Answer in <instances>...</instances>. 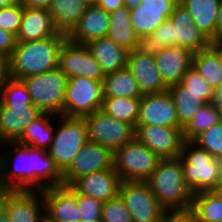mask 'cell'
<instances>
[{
	"instance_id": "30bf717a",
	"label": "cell",
	"mask_w": 222,
	"mask_h": 222,
	"mask_svg": "<svg viewBox=\"0 0 222 222\" xmlns=\"http://www.w3.org/2000/svg\"><path fill=\"white\" fill-rule=\"evenodd\" d=\"M118 195L129 210L132 222H160L166 210L147 182L121 181Z\"/></svg>"
},
{
	"instance_id": "db71d44e",
	"label": "cell",
	"mask_w": 222,
	"mask_h": 222,
	"mask_svg": "<svg viewBox=\"0 0 222 222\" xmlns=\"http://www.w3.org/2000/svg\"><path fill=\"white\" fill-rule=\"evenodd\" d=\"M0 222H10L6 211L0 206Z\"/></svg>"
},
{
	"instance_id": "ee69618b",
	"label": "cell",
	"mask_w": 222,
	"mask_h": 222,
	"mask_svg": "<svg viewBox=\"0 0 222 222\" xmlns=\"http://www.w3.org/2000/svg\"><path fill=\"white\" fill-rule=\"evenodd\" d=\"M16 36L0 28V54L10 58L16 45Z\"/></svg>"
},
{
	"instance_id": "b9f144b4",
	"label": "cell",
	"mask_w": 222,
	"mask_h": 222,
	"mask_svg": "<svg viewBox=\"0 0 222 222\" xmlns=\"http://www.w3.org/2000/svg\"><path fill=\"white\" fill-rule=\"evenodd\" d=\"M78 207L81 222H101L103 202L78 194Z\"/></svg>"
},
{
	"instance_id": "9f6ffc18",
	"label": "cell",
	"mask_w": 222,
	"mask_h": 222,
	"mask_svg": "<svg viewBox=\"0 0 222 222\" xmlns=\"http://www.w3.org/2000/svg\"><path fill=\"white\" fill-rule=\"evenodd\" d=\"M217 186H222V163H221L220 168H219V179H218Z\"/></svg>"
},
{
	"instance_id": "60d3db41",
	"label": "cell",
	"mask_w": 222,
	"mask_h": 222,
	"mask_svg": "<svg viewBox=\"0 0 222 222\" xmlns=\"http://www.w3.org/2000/svg\"><path fill=\"white\" fill-rule=\"evenodd\" d=\"M23 17V4L0 9V28L9 31L15 36L18 35Z\"/></svg>"
},
{
	"instance_id": "6f0895ef",
	"label": "cell",
	"mask_w": 222,
	"mask_h": 222,
	"mask_svg": "<svg viewBox=\"0 0 222 222\" xmlns=\"http://www.w3.org/2000/svg\"><path fill=\"white\" fill-rule=\"evenodd\" d=\"M222 199V186H217V188L214 190Z\"/></svg>"
},
{
	"instance_id": "7bdbcfd3",
	"label": "cell",
	"mask_w": 222,
	"mask_h": 222,
	"mask_svg": "<svg viewBox=\"0 0 222 222\" xmlns=\"http://www.w3.org/2000/svg\"><path fill=\"white\" fill-rule=\"evenodd\" d=\"M160 222H197L195 212L189 209L165 210Z\"/></svg>"
},
{
	"instance_id": "94428289",
	"label": "cell",
	"mask_w": 222,
	"mask_h": 222,
	"mask_svg": "<svg viewBox=\"0 0 222 222\" xmlns=\"http://www.w3.org/2000/svg\"><path fill=\"white\" fill-rule=\"evenodd\" d=\"M219 46H222V40L217 43Z\"/></svg>"
},
{
	"instance_id": "9a60e30c",
	"label": "cell",
	"mask_w": 222,
	"mask_h": 222,
	"mask_svg": "<svg viewBox=\"0 0 222 222\" xmlns=\"http://www.w3.org/2000/svg\"><path fill=\"white\" fill-rule=\"evenodd\" d=\"M113 168V152L97 143L88 141L62 173L63 185L69 186L81 176Z\"/></svg>"
},
{
	"instance_id": "c3c4849f",
	"label": "cell",
	"mask_w": 222,
	"mask_h": 222,
	"mask_svg": "<svg viewBox=\"0 0 222 222\" xmlns=\"http://www.w3.org/2000/svg\"><path fill=\"white\" fill-rule=\"evenodd\" d=\"M53 0H22V4L33 8L49 9Z\"/></svg>"
},
{
	"instance_id": "f5cc1de1",
	"label": "cell",
	"mask_w": 222,
	"mask_h": 222,
	"mask_svg": "<svg viewBox=\"0 0 222 222\" xmlns=\"http://www.w3.org/2000/svg\"><path fill=\"white\" fill-rule=\"evenodd\" d=\"M124 6H126L129 10L134 9L139 4L142 3V0H123Z\"/></svg>"
},
{
	"instance_id": "8fae6325",
	"label": "cell",
	"mask_w": 222,
	"mask_h": 222,
	"mask_svg": "<svg viewBox=\"0 0 222 222\" xmlns=\"http://www.w3.org/2000/svg\"><path fill=\"white\" fill-rule=\"evenodd\" d=\"M58 68L67 78L86 77L102 82L105 77L86 44H76L68 39L60 49Z\"/></svg>"
},
{
	"instance_id": "ffe728a7",
	"label": "cell",
	"mask_w": 222,
	"mask_h": 222,
	"mask_svg": "<svg viewBox=\"0 0 222 222\" xmlns=\"http://www.w3.org/2000/svg\"><path fill=\"white\" fill-rule=\"evenodd\" d=\"M42 112L31 105H2L0 103V144L17 142L24 127L38 118Z\"/></svg>"
},
{
	"instance_id": "f907efd6",
	"label": "cell",
	"mask_w": 222,
	"mask_h": 222,
	"mask_svg": "<svg viewBox=\"0 0 222 222\" xmlns=\"http://www.w3.org/2000/svg\"><path fill=\"white\" fill-rule=\"evenodd\" d=\"M213 102H215L217 105H222V82L219 84V86L214 90V99Z\"/></svg>"
},
{
	"instance_id": "83f0119b",
	"label": "cell",
	"mask_w": 222,
	"mask_h": 222,
	"mask_svg": "<svg viewBox=\"0 0 222 222\" xmlns=\"http://www.w3.org/2000/svg\"><path fill=\"white\" fill-rule=\"evenodd\" d=\"M55 118H57L56 115L42 113L24 127L23 135L17 142L25 146L48 151L54 138L55 124L53 122Z\"/></svg>"
},
{
	"instance_id": "74e56055",
	"label": "cell",
	"mask_w": 222,
	"mask_h": 222,
	"mask_svg": "<svg viewBox=\"0 0 222 222\" xmlns=\"http://www.w3.org/2000/svg\"><path fill=\"white\" fill-rule=\"evenodd\" d=\"M192 142L222 160V121L202 132Z\"/></svg>"
},
{
	"instance_id": "e575fe53",
	"label": "cell",
	"mask_w": 222,
	"mask_h": 222,
	"mask_svg": "<svg viewBox=\"0 0 222 222\" xmlns=\"http://www.w3.org/2000/svg\"><path fill=\"white\" fill-rule=\"evenodd\" d=\"M168 92L173 99L178 121L182 128H184L200 108L206 104L203 100L194 99L188 93L184 92V85L181 82L169 86Z\"/></svg>"
},
{
	"instance_id": "7c38bea8",
	"label": "cell",
	"mask_w": 222,
	"mask_h": 222,
	"mask_svg": "<svg viewBox=\"0 0 222 222\" xmlns=\"http://www.w3.org/2000/svg\"><path fill=\"white\" fill-rule=\"evenodd\" d=\"M135 138L161 159L178 158L184 143L182 127L137 125Z\"/></svg>"
},
{
	"instance_id": "8d00e7d4",
	"label": "cell",
	"mask_w": 222,
	"mask_h": 222,
	"mask_svg": "<svg viewBox=\"0 0 222 222\" xmlns=\"http://www.w3.org/2000/svg\"><path fill=\"white\" fill-rule=\"evenodd\" d=\"M0 103L2 105H31L32 100L25 83L10 77L0 87Z\"/></svg>"
},
{
	"instance_id": "680465c9",
	"label": "cell",
	"mask_w": 222,
	"mask_h": 222,
	"mask_svg": "<svg viewBox=\"0 0 222 222\" xmlns=\"http://www.w3.org/2000/svg\"><path fill=\"white\" fill-rule=\"evenodd\" d=\"M88 5H93L98 2V0H84Z\"/></svg>"
},
{
	"instance_id": "1f68e13d",
	"label": "cell",
	"mask_w": 222,
	"mask_h": 222,
	"mask_svg": "<svg viewBox=\"0 0 222 222\" xmlns=\"http://www.w3.org/2000/svg\"><path fill=\"white\" fill-rule=\"evenodd\" d=\"M141 98L103 97L101 110L111 117L137 126Z\"/></svg>"
},
{
	"instance_id": "2e32d148",
	"label": "cell",
	"mask_w": 222,
	"mask_h": 222,
	"mask_svg": "<svg viewBox=\"0 0 222 222\" xmlns=\"http://www.w3.org/2000/svg\"><path fill=\"white\" fill-rule=\"evenodd\" d=\"M137 125L181 127L173 99L168 90L141 97Z\"/></svg>"
},
{
	"instance_id": "bcb514c9",
	"label": "cell",
	"mask_w": 222,
	"mask_h": 222,
	"mask_svg": "<svg viewBox=\"0 0 222 222\" xmlns=\"http://www.w3.org/2000/svg\"><path fill=\"white\" fill-rule=\"evenodd\" d=\"M10 78L9 57L0 54V87Z\"/></svg>"
},
{
	"instance_id": "7a4b0ae2",
	"label": "cell",
	"mask_w": 222,
	"mask_h": 222,
	"mask_svg": "<svg viewBox=\"0 0 222 222\" xmlns=\"http://www.w3.org/2000/svg\"><path fill=\"white\" fill-rule=\"evenodd\" d=\"M67 35H57L30 42H16L9 58L10 77L22 80L58 67L59 52Z\"/></svg>"
},
{
	"instance_id": "9c48e42d",
	"label": "cell",
	"mask_w": 222,
	"mask_h": 222,
	"mask_svg": "<svg viewBox=\"0 0 222 222\" xmlns=\"http://www.w3.org/2000/svg\"><path fill=\"white\" fill-rule=\"evenodd\" d=\"M84 121L88 141L106 147L113 153L135 139L136 128L132 124L117 120L101 109L85 116Z\"/></svg>"
},
{
	"instance_id": "ac0fdd59",
	"label": "cell",
	"mask_w": 222,
	"mask_h": 222,
	"mask_svg": "<svg viewBox=\"0 0 222 222\" xmlns=\"http://www.w3.org/2000/svg\"><path fill=\"white\" fill-rule=\"evenodd\" d=\"M42 195L45 214L54 222H81L78 194L69 186L47 187Z\"/></svg>"
},
{
	"instance_id": "484cf974",
	"label": "cell",
	"mask_w": 222,
	"mask_h": 222,
	"mask_svg": "<svg viewBox=\"0 0 222 222\" xmlns=\"http://www.w3.org/2000/svg\"><path fill=\"white\" fill-rule=\"evenodd\" d=\"M109 15L110 27L106 37L118 45L125 47L128 51L143 45V42L133 29L130 10L126 6L117 8L115 11L109 13Z\"/></svg>"
},
{
	"instance_id": "cb8c5ba5",
	"label": "cell",
	"mask_w": 222,
	"mask_h": 222,
	"mask_svg": "<svg viewBox=\"0 0 222 222\" xmlns=\"http://www.w3.org/2000/svg\"><path fill=\"white\" fill-rule=\"evenodd\" d=\"M194 24L212 43H217V17L221 0H181Z\"/></svg>"
},
{
	"instance_id": "d6a6232c",
	"label": "cell",
	"mask_w": 222,
	"mask_h": 222,
	"mask_svg": "<svg viewBox=\"0 0 222 222\" xmlns=\"http://www.w3.org/2000/svg\"><path fill=\"white\" fill-rule=\"evenodd\" d=\"M221 121L220 107L215 103L204 104L192 120L183 128L185 141H193L198 135Z\"/></svg>"
},
{
	"instance_id": "836d02e7",
	"label": "cell",
	"mask_w": 222,
	"mask_h": 222,
	"mask_svg": "<svg viewBox=\"0 0 222 222\" xmlns=\"http://www.w3.org/2000/svg\"><path fill=\"white\" fill-rule=\"evenodd\" d=\"M192 209L197 222L222 220V199L215 191H202L193 194Z\"/></svg>"
},
{
	"instance_id": "f35d334b",
	"label": "cell",
	"mask_w": 222,
	"mask_h": 222,
	"mask_svg": "<svg viewBox=\"0 0 222 222\" xmlns=\"http://www.w3.org/2000/svg\"><path fill=\"white\" fill-rule=\"evenodd\" d=\"M174 25L170 19L164 21L143 43L147 48L160 49L174 46Z\"/></svg>"
},
{
	"instance_id": "d590c367",
	"label": "cell",
	"mask_w": 222,
	"mask_h": 222,
	"mask_svg": "<svg viewBox=\"0 0 222 222\" xmlns=\"http://www.w3.org/2000/svg\"><path fill=\"white\" fill-rule=\"evenodd\" d=\"M181 83L184 85V92L197 100L211 103L214 99V90L210 84L192 66L183 76Z\"/></svg>"
},
{
	"instance_id": "4316f807",
	"label": "cell",
	"mask_w": 222,
	"mask_h": 222,
	"mask_svg": "<svg viewBox=\"0 0 222 222\" xmlns=\"http://www.w3.org/2000/svg\"><path fill=\"white\" fill-rule=\"evenodd\" d=\"M192 66L215 90L222 82V48L212 43L208 48L194 53Z\"/></svg>"
},
{
	"instance_id": "ba28073f",
	"label": "cell",
	"mask_w": 222,
	"mask_h": 222,
	"mask_svg": "<svg viewBox=\"0 0 222 222\" xmlns=\"http://www.w3.org/2000/svg\"><path fill=\"white\" fill-rule=\"evenodd\" d=\"M102 103L103 89L101 81L86 77L68 78L62 116L84 118L100 110Z\"/></svg>"
},
{
	"instance_id": "603a6c76",
	"label": "cell",
	"mask_w": 222,
	"mask_h": 222,
	"mask_svg": "<svg viewBox=\"0 0 222 222\" xmlns=\"http://www.w3.org/2000/svg\"><path fill=\"white\" fill-rule=\"evenodd\" d=\"M49 9L33 8L23 5L21 28L16 36L17 42H30L57 35Z\"/></svg>"
},
{
	"instance_id": "4fadbf2b",
	"label": "cell",
	"mask_w": 222,
	"mask_h": 222,
	"mask_svg": "<svg viewBox=\"0 0 222 222\" xmlns=\"http://www.w3.org/2000/svg\"><path fill=\"white\" fill-rule=\"evenodd\" d=\"M127 68L138 82L143 95L168 90L169 87L164 83L156 66L152 49L144 44L128 52Z\"/></svg>"
},
{
	"instance_id": "ab89813d",
	"label": "cell",
	"mask_w": 222,
	"mask_h": 222,
	"mask_svg": "<svg viewBox=\"0 0 222 222\" xmlns=\"http://www.w3.org/2000/svg\"><path fill=\"white\" fill-rule=\"evenodd\" d=\"M101 222H132L129 210L119 195L103 203Z\"/></svg>"
},
{
	"instance_id": "3957f363",
	"label": "cell",
	"mask_w": 222,
	"mask_h": 222,
	"mask_svg": "<svg viewBox=\"0 0 222 222\" xmlns=\"http://www.w3.org/2000/svg\"><path fill=\"white\" fill-rule=\"evenodd\" d=\"M146 182L166 210L192 208L193 193L185 183L179 158L161 159Z\"/></svg>"
},
{
	"instance_id": "f546056e",
	"label": "cell",
	"mask_w": 222,
	"mask_h": 222,
	"mask_svg": "<svg viewBox=\"0 0 222 222\" xmlns=\"http://www.w3.org/2000/svg\"><path fill=\"white\" fill-rule=\"evenodd\" d=\"M102 89L103 97L141 98L143 96L138 82L127 67L105 74Z\"/></svg>"
},
{
	"instance_id": "d4e9b609",
	"label": "cell",
	"mask_w": 222,
	"mask_h": 222,
	"mask_svg": "<svg viewBox=\"0 0 222 222\" xmlns=\"http://www.w3.org/2000/svg\"><path fill=\"white\" fill-rule=\"evenodd\" d=\"M104 74L127 67L128 50L108 37L94 39L86 44Z\"/></svg>"
},
{
	"instance_id": "6da1fadb",
	"label": "cell",
	"mask_w": 222,
	"mask_h": 222,
	"mask_svg": "<svg viewBox=\"0 0 222 222\" xmlns=\"http://www.w3.org/2000/svg\"><path fill=\"white\" fill-rule=\"evenodd\" d=\"M3 145L11 146L9 152L2 150L0 153V191H42L47 187L63 185L62 173L48 151L18 142L0 144Z\"/></svg>"
},
{
	"instance_id": "e0dca14e",
	"label": "cell",
	"mask_w": 222,
	"mask_h": 222,
	"mask_svg": "<svg viewBox=\"0 0 222 222\" xmlns=\"http://www.w3.org/2000/svg\"><path fill=\"white\" fill-rule=\"evenodd\" d=\"M121 179L114 168L75 179L69 187L76 193L106 202L118 196Z\"/></svg>"
},
{
	"instance_id": "5b68a950",
	"label": "cell",
	"mask_w": 222,
	"mask_h": 222,
	"mask_svg": "<svg viewBox=\"0 0 222 222\" xmlns=\"http://www.w3.org/2000/svg\"><path fill=\"white\" fill-rule=\"evenodd\" d=\"M59 118V119H58ZM54 138L48 154L56 167L63 173L74 157L88 142V133L84 118L59 115L56 119Z\"/></svg>"
},
{
	"instance_id": "f6af8a7d",
	"label": "cell",
	"mask_w": 222,
	"mask_h": 222,
	"mask_svg": "<svg viewBox=\"0 0 222 222\" xmlns=\"http://www.w3.org/2000/svg\"><path fill=\"white\" fill-rule=\"evenodd\" d=\"M177 3L176 0H142V8L173 11Z\"/></svg>"
},
{
	"instance_id": "7dc6e473",
	"label": "cell",
	"mask_w": 222,
	"mask_h": 222,
	"mask_svg": "<svg viewBox=\"0 0 222 222\" xmlns=\"http://www.w3.org/2000/svg\"><path fill=\"white\" fill-rule=\"evenodd\" d=\"M97 6L104 9L106 12L111 13L117 8L124 6L123 0H98Z\"/></svg>"
},
{
	"instance_id": "f1b7e54d",
	"label": "cell",
	"mask_w": 222,
	"mask_h": 222,
	"mask_svg": "<svg viewBox=\"0 0 222 222\" xmlns=\"http://www.w3.org/2000/svg\"><path fill=\"white\" fill-rule=\"evenodd\" d=\"M87 5L84 0H53L49 12L57 31L68 35L79 22Z\"/></svg>"
},
{
	"instance_id": "44dd1931",
	"label": "cell",
	"mask_w": 222,
	"mask_h": 222,
	"mask_svg": "<svg viewBox=\"0 0 222 222\" xmlns=\"http://www.w3.org/2000/svg\"><path fill=\"white\" fill-rule=\"evenodd\" d=\"M174 25V46L190 50L193 54L208 48L212 42L194 24L192 16L179 2L169 18Z\"/></svg>"
},
{
	"instance_id": "52a82bcc",
	"label": "cell",
	"mask_w": 222,
	"mask_h": 222,
	"mask_svg": "<svg viewBox=\"0 0 222 222\" xmlns=\"http://www.w3.org/2000/svg\"><path fill=\"white\" fill-rule=\"evenodd\" d=\"M161 158L136 138L113 153V168L121 181L146 182Z\"/></svg>"
},
{
	"instance_id": "d6986e66",
	"label": "cell",
	"mask_w": 222,
	"mask_h": 222,
	"mask_svg": "<svg viewBox=\"0 0 222 222\" xmlns=\"http://www.w3.org/2000/svg\"><path fill=\"white\" fill-rule=\"evenodd\" d=\"M156 66L164 83L169 87L181 82L192 67L193 53L179 46L152 49Z\"/></svg>"
},
{
	"instance_id": "681fc988",
	"label": "cell",
	"mask_w": 222,
	"mask_h": 222,
	"mask_svg": "<svg viewBox=\"0 0 222 222\" xmlns=\"http://www.w3.org/2000/svg\"><path fill=\"white\" fill-rule=\"evenodd\" d=\"M222 40V0L217 17V43Z\"/></svg>"
},
{
	"instance_id": "816d5d0a",
	"label": "cell",
	"mask_w": 222,
	"mask_h": 222,
	"mask_svg": "<svg viewBox=\"0 0 222 222\" xmlns=\"http://www.w3.org/2000/svg\"><path fill=\"white\" fill-rule=\"evenodd\" d=\"M22 0H0V9L4 7H10L13 5H18Z\"/></svg>"
},
{
	"instance_id": "4dcf8cb0",
	"label": "cell",
	"mask_w": 222,
	"mask_h": 222,
	"mask_svg": "<svg viewBox=\"0 0 222 222\" xmlns=\"http://www.w3.org/2000/svg\"><path fill=\"white\" fill-rule=\"evenodd\" d=\"M173 11L142 8V3L130 10L133 29L144 43L147 38L172 15Z\"/></svg>"
},
{
	"instance_id": "277c9868",
	"label": "cell",
	"mask_w": 222,
	"mask_h": 222,
	"mask_svg": "<svg viewBox=\"0 0 222 222\" xmlns=\"http://www.w3.org/2000/svg\"><path fill=\"white\" fill-rule=\"evenodd\" d=\"M178 158L182 163L185 183L193 194L217 188L222 160L214 158L192 141H184Z\"/></svg>"
},
{
	"instance_id": "7402d4cb",
	"label": "cell",
	"mask_w": 222,
	"mask_h": 222,
	"mask_svg": "<svg viewBox=\"0 0 222 222\" xmlns=\"http://www.w3.org/2000/svg\"><path fill=\"white\" fill-rule=\"evenodd\" d=\"M109 27V13L96 4L87 5L79 22L67 35V39L76 44H87L94 39L106 37Z\"/></svg>"
},
{
	"instance_id": "8992f818",
	"label": "cell",
	"mask_w": 222,
	"mask_h": 222,
	"mask_svg": "<svg viewBox=\"0 0 222 222\" xmlns=\"http://www.w3.org/2000/svg\"><path fill=\"white\" fill-rule=\"evenodd\" d=\"M67 76L57 67L22 79L35 105L42 113L63 115Z\"/></svg>"
},
{
	"instance_id": "5bb4252c",
	"label": "cell",
	"mask_w": 222,
	"mask_h": 222,
	"mask_svg": "<svg viewBox=\"0 0 222 222\" xmlns=\"http://www.w3.org/2000/svg\"><path fill=\"white\" fill-rule=\"evenodd\" d=\"M0 206L10 222H38L45 213L42 191H0Z\"/></svg>"
},
{
	"instance_id": "91938a15",
	"label": "cell",
	"mask_w": 222,
	"mask_h": 222,
	"mask_svg": "<svg viewBox=\"0 0 222 222\" xmlns=\"http://www.w3.org/2000/svg\"><path fill=\"white\" fill-rule=\"evenodd\" d=\"M220 107V111H221V121H222V105H218Z\"/></svg>"
},
{
	"instance_id": "11a10c76",
	"label": "cell",
	"mask_w": 222,
	"mask_h": 222,
	"mask_svg": "<svg viewBox=\"0 0 222 222\" xmlns=\"http://www.w3.org/2000/svg\"><path fill=\"white\" fill-rule=\"evenodd\" d=\"M38 222H54L47 214H43Z\"/></svg>"
}]
</instances>
